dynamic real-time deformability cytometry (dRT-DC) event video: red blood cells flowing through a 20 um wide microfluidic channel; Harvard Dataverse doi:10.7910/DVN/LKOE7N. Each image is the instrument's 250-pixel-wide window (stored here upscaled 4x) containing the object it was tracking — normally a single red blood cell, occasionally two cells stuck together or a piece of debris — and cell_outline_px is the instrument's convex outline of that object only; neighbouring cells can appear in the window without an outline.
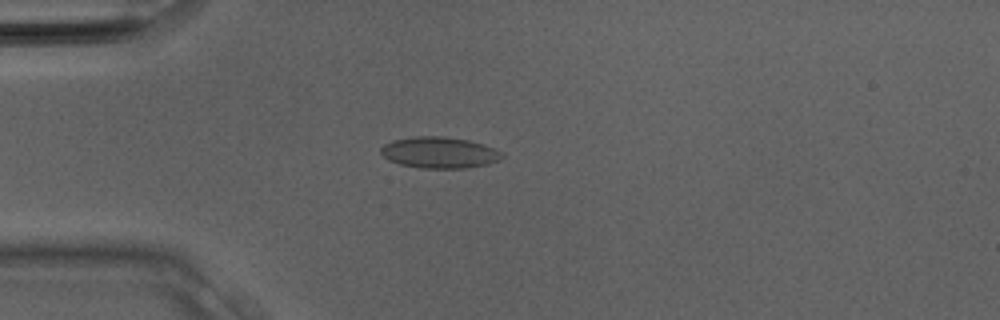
{"species": "Egyptian fruit bat (a non-hibernating species)", "species_latin": "Rousettus aegyptiacus", "temperature_condition": "room temperature", "stored_images_in_passage": 32, "camera_frame_rate_fps": 3000, "um_per_image_px": 0.085, "animal": {"sex": "male"}, "frame": {"image": 1, "passage_image": 9, "time_ms": 2.667, "image_size_px": [1000, 320], "cell_outline_px": [[504, 156], [500, 160], [488, 164], [464, 168], [420, 168], [400, 164], [388, 160], [380, 152], [380, 148], [384, 144], [392, 140], [412, 136], [440, 136], [468, 140], [504, 152]], "centroid_in_image_um": [37.32, 12.97], "position_along_channel_um": 47.7, "area_um2": 22.08}}
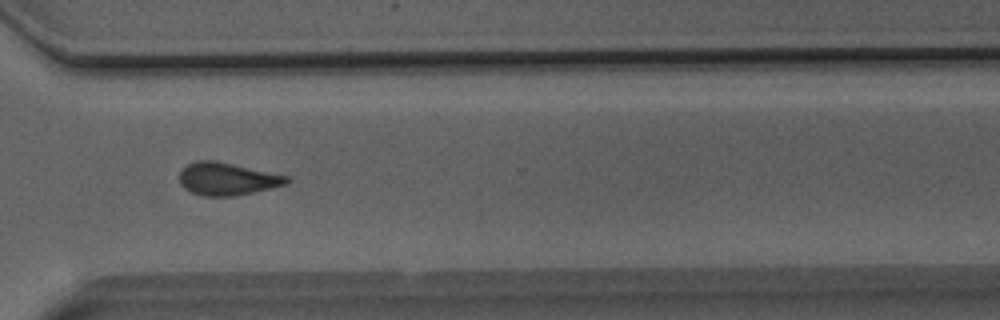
{"frame": {"image": 2, "passage_image": 24, "time_ms": 7.667, "image_size_px": [1000, 320], "cell_outline_px": [[292, 180], [288, 184], [252, 192], [232, 196], [200, 196], [184, 188], [180, 184], [180, 172], [188, 164], [196, 160], [216, 160], [288, 176]], "centroid_in_image_um": [19.31, 15.2], "position_along_channel_um": 351.3, "area_um2": 20.35}}
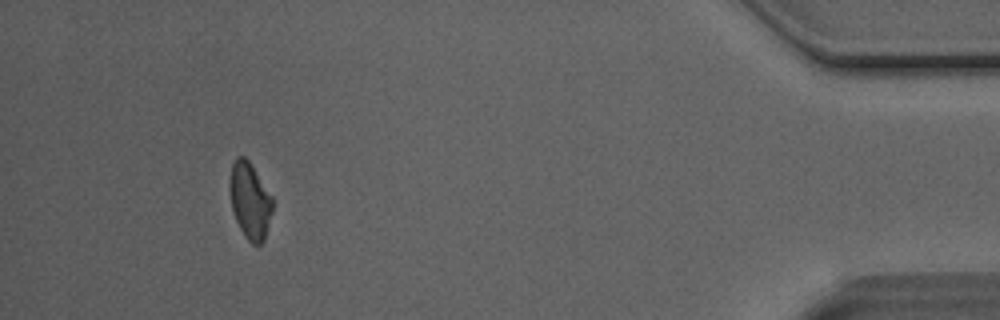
{"frame": {"image": 3, "passage_image": 30, "time_ms": 9.667, "image_size_px": [1000, 320], "cell_outline_px": [[272, 212], [264, 240], [260, 244], [252, 244], [244, 236], [236, 220], [232, 208], [228, 184], [228, 180], [232, 164], [236, 156], [244, 156], [248, 160], [272, 196]], "centroid_in_image_um": [21.22, 17.04], "position_along_channel_um": 414.0, "area_um2": 19.02}}